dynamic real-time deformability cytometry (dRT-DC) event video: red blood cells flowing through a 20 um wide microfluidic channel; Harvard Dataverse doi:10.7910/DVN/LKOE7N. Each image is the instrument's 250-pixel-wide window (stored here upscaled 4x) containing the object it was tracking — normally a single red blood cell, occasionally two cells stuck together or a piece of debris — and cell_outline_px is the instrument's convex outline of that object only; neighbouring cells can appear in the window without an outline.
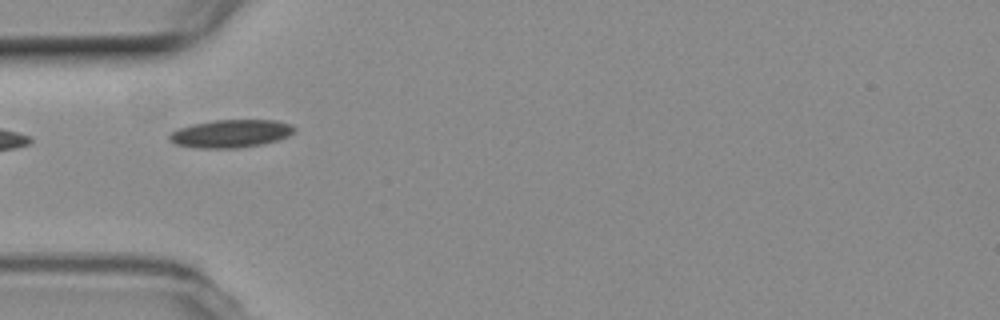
{"species": "common noctule bat (a hibernating species)", "species_latin": "Nyctalus noctula", "temperature_condition": "room temperature", "stored_images_in_passage": 6, "camera_frame_rate_fps": 3000, "um_per_image_px": 0.085, "animal": {"sex": "female", "body_mass_g": 19.3, "forearm_length_mm": 54.1}, "frame": {"image": 1, "passage_image": 1, "time_ms": 0.0, "image_size_px": [1000, 320], "cell_outline_px": [[296, 128], [288, 136], [280, 140], [260, 144], [236, 148], [196, 148], [176, 144], [168, 140], [168, 136], [172, 132], [180, 128], [192, 124], [216, 120], [276, 120], [292, 124]], "centroid_in_image_um": [19.63, 11.35], "position_along_channel_um": 65.4, "area_um2": 20.29}}